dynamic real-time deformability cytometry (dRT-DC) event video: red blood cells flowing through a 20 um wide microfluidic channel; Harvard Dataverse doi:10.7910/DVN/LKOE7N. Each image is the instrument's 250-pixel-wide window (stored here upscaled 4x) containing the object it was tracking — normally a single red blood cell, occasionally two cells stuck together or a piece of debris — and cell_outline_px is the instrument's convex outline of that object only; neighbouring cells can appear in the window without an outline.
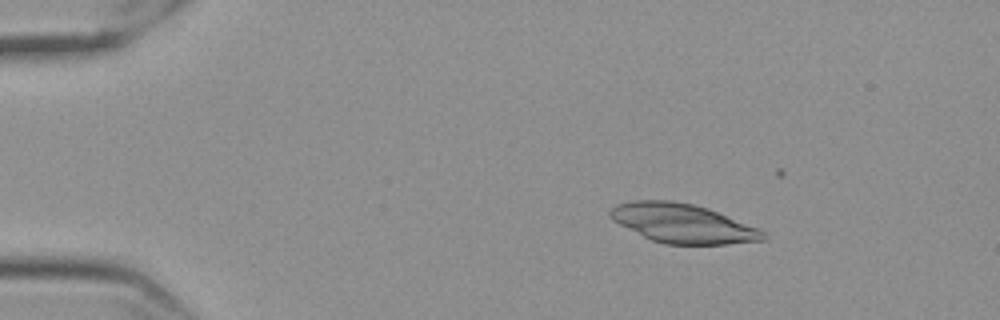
{"species": "Egyptian fruit bat (a non-hibernating species)", "species_latin": "Rousettus aegyptiacus", "temperature_condition": "cold", "stored_images_in_passage": 18, "camera_frame_rate_fps": 3000, "um_per_image_px": 0.085, "frame": {"image": 1, "passage_image": 9, "time_ms": 2.667, "image_size_px": [1000, 320], "cell_outline_px": [[768, 236], [764, 240], [724, 244], [664, 244], [652, 240], [612, 220], [608, 212], [616, 204], [632, 200], [672, 200], [692, 204], [708, 208], [756, 228], [764, 232]], "centroid_in_image_um": [57.99, 18.98], "position_along_channel_um": 27.0, "area_um2": 34.45}}